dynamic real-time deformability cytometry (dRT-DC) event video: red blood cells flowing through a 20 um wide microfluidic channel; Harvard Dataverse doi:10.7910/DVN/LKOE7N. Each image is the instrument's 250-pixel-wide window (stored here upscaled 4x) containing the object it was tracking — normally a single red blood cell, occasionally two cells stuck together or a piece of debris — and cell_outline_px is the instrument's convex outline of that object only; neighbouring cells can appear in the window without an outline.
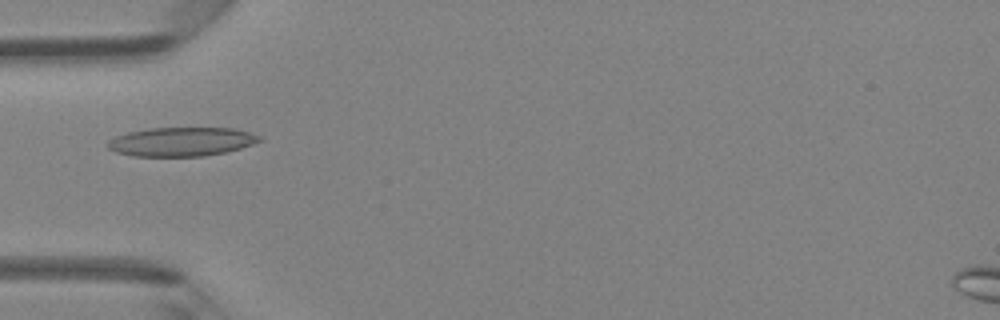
{"species": "Egyptian fruit bat (a non-hibernating species)", "species_latin": "Rousettus aegyptiacus", "temperature_condition": "room temperature", "stored_images_in_passage": 38, "camera_frame_rate_fps": 3000, "um_per_image_px": 0.085, "animal": {"sex": "female"}, "frame": {"image": 1, "passage_image": 7, "time_ms": 2.0, "image_size_px": [1000, 320], "cell_outline_px": [[264, 140], [240, 148], [224, 152], [204, 156], [132, 156], [116, 152], [108, 148], [108, 140], [116, 136], [128, 132], [152, 128], [232, 128], [248, 132], [260, 136]], "centroid_in_image_um": [15.42, 12.04], "position_along_channel_um": 69.6, "area_um2": 25.43}}
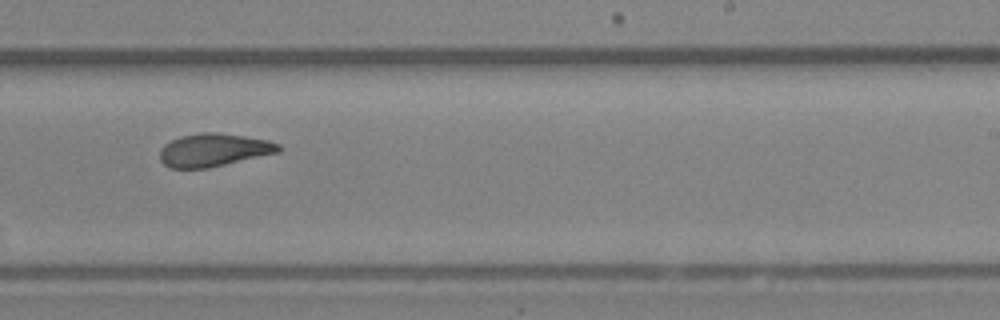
{"frame": {"image": 2, "passage_image": 21, "time_ms": 6.667, "image_size_px": [1000, 320], "cell_outline_px": [[280, 152], [208, 168], [168, 168], [160, 160], [160, 148], [164, 144], [180, 136], [200, 132], [216, 132], [244, 136], [268, 140], [280, 144]], "centroid_in_image_um": [18.14, 12.75], "position_along_channel_um": 270.9, "area_um2": 22.89}}
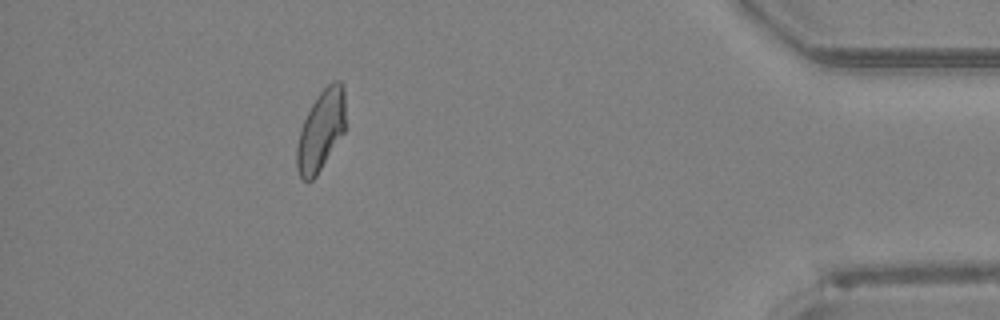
{"frame": {"image": 3, "passage_image": 34, "time_ms": 11.0, "image_size_px": [1000, 320], "cell_outline_px": [[344, 132], [316, 176], [312, 180], [304, 180], [300, 176], [296, 168], [296, 148], [300, 128], [316, 96], [332, 80], [340, 80], [344, 84]], "centroid_in_image_um": [27.26, 11.07], "position_along_channel_um": 407.9, "area_um2": 22.72}, "authors_computed_cell_mechanics": {"area_um2": 23.0622, "velocity_mm_per_s": 4.3339, "shape_relaxation_time_tau1_ms": 5.1502, "shape_relaxation_time_tau2_ms": 2.2803, "deformation_change_tau1": 0.1538, "deformation_change_tau2": 0.0919}}